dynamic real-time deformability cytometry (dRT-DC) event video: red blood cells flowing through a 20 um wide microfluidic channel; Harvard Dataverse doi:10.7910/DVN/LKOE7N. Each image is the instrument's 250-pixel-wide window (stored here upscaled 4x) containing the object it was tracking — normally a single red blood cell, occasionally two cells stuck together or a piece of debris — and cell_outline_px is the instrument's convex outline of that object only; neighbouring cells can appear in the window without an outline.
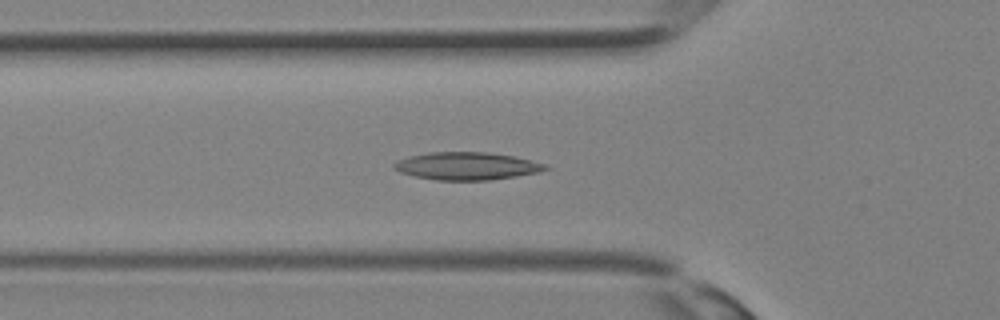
{"species": "Egyptian fruit bat (a non-hibernating species)", "species_latin": "Rousettus aegyptiacus", "temperature_condition": "room temperature", "stored_images_in_passage": 28, "camera_frame_rate_fps": 3000, "um_per_image_px": 0.085, "animal": {"sex": "female"}, "frame": {"image": 1, "passage_image": 10, "time_ms": 3.0, "image_size_px": [1000, 320], "cell_outline_px": [[552, 168], [540, 172], [516, 176], [488, 180], [436, 180], [416, 176], [400, 172], [392, 168], [392, 164], [408, 156], [428, 152], [488, 152], [512, 156], [532, 160], [544, 164]], "centroid_in_image_um": [39.68, 14.11], "position_along_channel_um": 86.1, "area_um2": 24.39}}
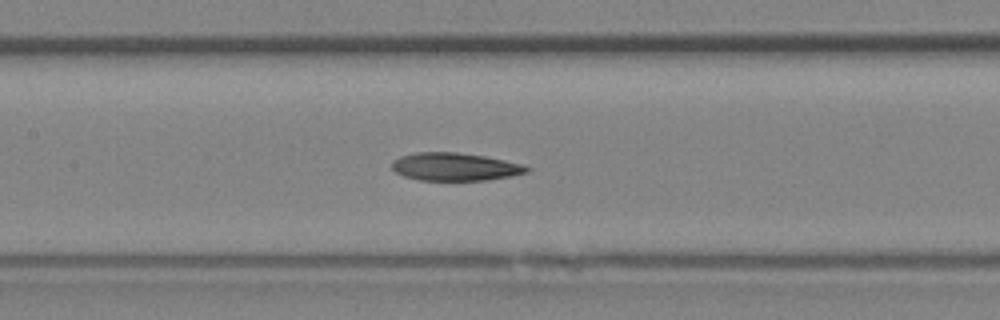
{"frame": {"image": 2, "passage_image": 14, "time_ms": 4.333, "image_size_px": [1000, 320], "cell_outline_px": [[532, 168], [528, 172], [508, 176], [484, 180], [420, 180], [404, 176], [396, 172], [392, 168], [392, 164], [400, 156], [416, 152], [456, 152], [484, 156], [524, 164]], "centroid_in_image_um": [38.69, 14.17], "position_along_channel_um": 168.7, "area_um2": 21.73}}
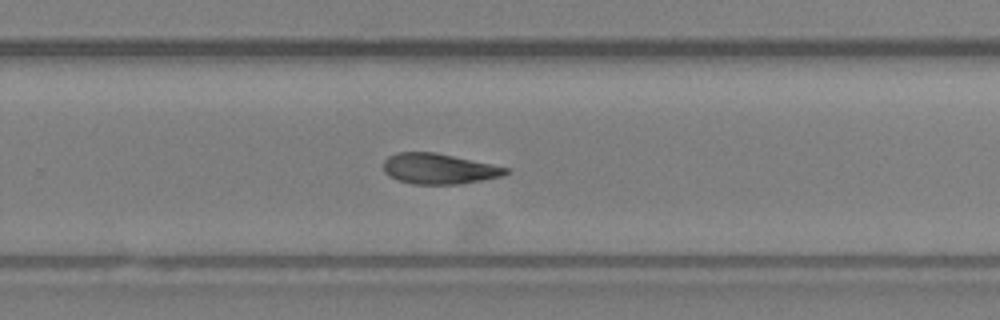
{"frame": {"image": 3, "passage_image": 20, "time_ms": 6.333, "image_size_px": [1000, 320], "cell_outline_px": [[512, 172], [504, 176], [460, 184], [412, 184], [388, 176], [384, 172], [384, 160], [388, 156], [396, 152], [432, 152], [512, 168]], "centroid_in_image_um": [37.35, 14.35], "position_along_channel_um": 292.5, "area_um2": 21.85}}